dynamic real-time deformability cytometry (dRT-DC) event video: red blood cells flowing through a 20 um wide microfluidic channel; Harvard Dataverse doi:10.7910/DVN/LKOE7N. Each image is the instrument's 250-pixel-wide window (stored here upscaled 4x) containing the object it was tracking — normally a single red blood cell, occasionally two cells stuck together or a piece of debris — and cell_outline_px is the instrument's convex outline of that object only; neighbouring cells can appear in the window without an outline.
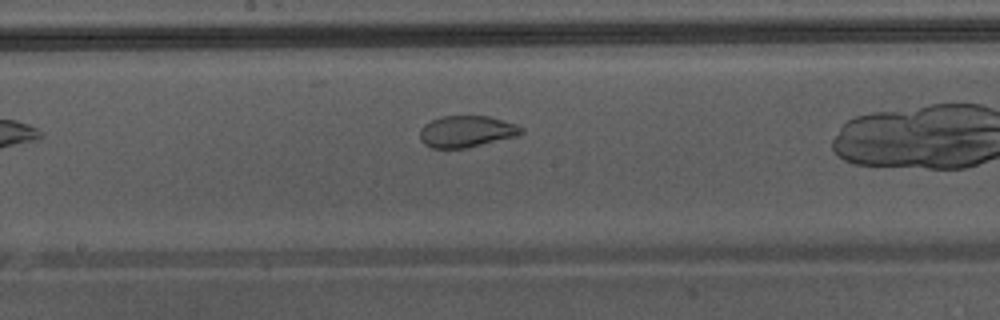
{"species": "Egyptian fruit bat (a non-hibernating species)", "species_latin": "Rousettus aegyptiacus", "temperature_condition": "warm", "stored_images_in_passage": 7, "camera_frame_rate_fps": 3000, "um_per_image_px": 0.085, "animal": {"sex": "male"}, "frame": {"image": 1, "passage_image": 6, "time_ms": 1.667, "image_size_px": [1000, 320], "cell_outline_px": [[524, 132], [520, 136], [464, 148], [432, 148], [424, 144], [420, 140], [420, 128], [424, 124], [432, 120], [444, 116], [488, 116], [516, 124], [524, 128]], "centroid_in_image_um": [39.68, 11.18], "position_along_channel_um": 208.5, "area_um2": 18.73}}